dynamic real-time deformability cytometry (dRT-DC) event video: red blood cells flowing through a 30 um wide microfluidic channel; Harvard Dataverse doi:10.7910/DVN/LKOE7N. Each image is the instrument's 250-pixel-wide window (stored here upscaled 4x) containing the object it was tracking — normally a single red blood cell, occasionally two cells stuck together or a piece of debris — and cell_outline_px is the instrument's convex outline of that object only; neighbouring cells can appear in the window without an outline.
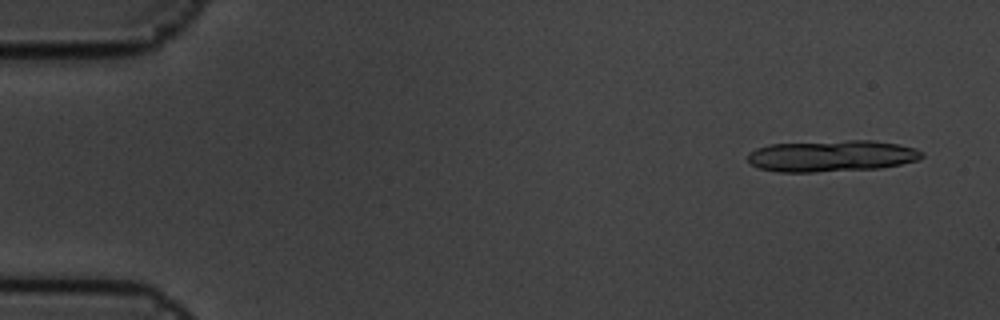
{"species": "common noctule bat (a hibernating species)", "species_latin": "Nyctalus noctula", "temperature_condition": "cold", "stored_images_in_passage": 7, "segment_of_instrument_passage": [1, 2], "camera_frame_rate_fps": 3000, "um_per_image_px": 0.085, "animal": {"sex": "male", "body_mass_g": 19.5, "forearm_length_mm": 54.6}, "frame": {"image": 1, "passage_image": 1, "time_ms": 0.0, "image_size_px": [1000, 320], "cell_outline_px": [[924, 156], [920, 160], [880, 168], [816, 172], [780, 172], [760, 168], [752, 164], [748, 160], [748, 152], [756, 148], [768, 144], [844, 140], [872, 140], [896, 144], [916, 148], [924, 152]], "centroid_in_image_um": [70.71, 13.25], "position_along_channel_um": 14.3, "area_um2": 32.14}}